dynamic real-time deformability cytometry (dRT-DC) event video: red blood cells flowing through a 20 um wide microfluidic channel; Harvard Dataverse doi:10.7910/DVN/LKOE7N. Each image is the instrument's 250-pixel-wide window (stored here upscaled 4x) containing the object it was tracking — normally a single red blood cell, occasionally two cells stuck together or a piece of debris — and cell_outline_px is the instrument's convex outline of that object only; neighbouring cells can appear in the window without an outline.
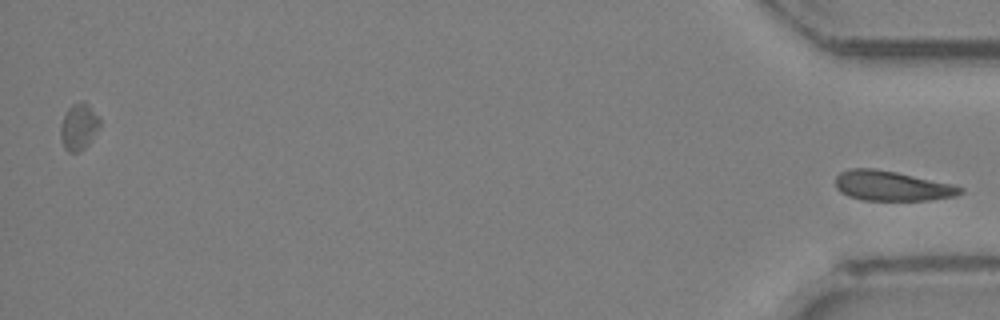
{"species": "Egyptian fruit bat (a non-hibernating species)", "species_latin": "Rousettus aegyptiacus", "temperature_condition": "room temperature", "stored_images_in_passage": 32, "camera_frame_rate_fps": 3000, "um_per_image_px": 0.085, "animal": {"sex": "female"}, "frame": {"image": 1, "passage_image": 32, "time_ms": 10.333, "image_size_px": [1000, 320], "cell_outline_px": [[964, 192], [956, 196], [932, 200], [864, 200], [848, 196], [840, 192], [836, 188], [836, 176], [840, 172], [848, 168], [876, 168], [896, 172], [952, 184], [964, 188]], "centroid_in_image_um": [75.8, 15.8], "position_along_channel_um": 359.4, "area_um2": 21.85}}